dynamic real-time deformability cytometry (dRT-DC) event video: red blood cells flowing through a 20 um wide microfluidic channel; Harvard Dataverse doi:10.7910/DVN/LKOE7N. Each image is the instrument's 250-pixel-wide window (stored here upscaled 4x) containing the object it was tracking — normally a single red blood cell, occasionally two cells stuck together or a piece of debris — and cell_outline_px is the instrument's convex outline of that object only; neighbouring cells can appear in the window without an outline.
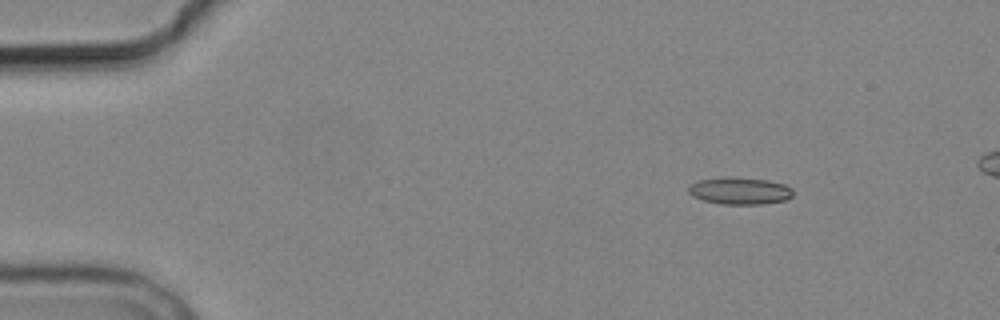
{"species": "common noctule bat (a hibernating species)", "species_latin": "Nyctalus noctula", "temperature_condition": "cold", "stored_images_in_passage": 2, "camera_frame_rate_fps": 3000, "um_per_image_px": 0.085, "animal": {"sex": "male", "body_mass_g": 19.2, "forearm_length_mm": 51.8}, "frame": {"image": 1, "passage_image": 2, "time_ms": 1.333, "image_size_px": [1000, 320], "cell_outline_px": [[792, 196], [784, 200], [764, 204], [720, 204], [704, 200], [692, 196], [688, 192], [688, 184], [700, 180], [768, 180], [784, 184], [792, 188]], "centroid_in_image_um": [62.89, 16.28], "position_along_channel_um": 22.1, "area_um2": 15.61}}